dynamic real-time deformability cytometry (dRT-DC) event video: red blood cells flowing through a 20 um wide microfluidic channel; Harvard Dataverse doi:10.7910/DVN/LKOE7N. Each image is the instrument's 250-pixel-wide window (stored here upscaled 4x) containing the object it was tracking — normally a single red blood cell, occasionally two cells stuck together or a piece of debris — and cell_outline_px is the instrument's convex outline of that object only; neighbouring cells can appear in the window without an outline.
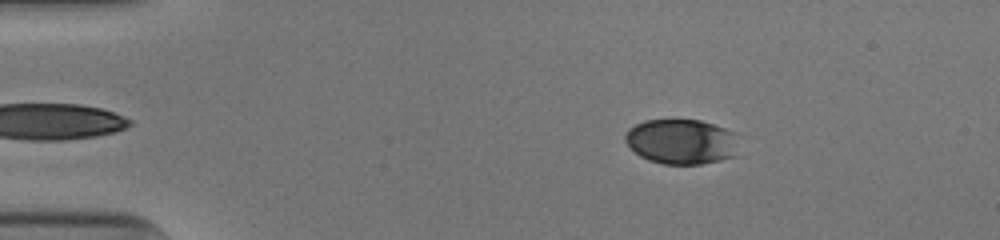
{"species": "human", "species_latin": "Homo sapiens", "temperature_condition": "cold", "stored_images_in_passage": 46, "camera_frame_rate_fps": 3000, "um_per_image_px": 0.085, "donor": {"sex": "male"}, "frame": {"image": 1, "passage_image": 3, "time_ms": 0.667, "image_size_px": [1000, 240], "cell_outline_px": [[736, 156], [720, 160], [700, 164], [664, 164], [648, 160], [640, 156], [624, 140], [624, 136], [628, 128], [644, 120], [700, 120], [736, 132]], "centroid_in_image_um": [57.91, 12.03], "position_along_channel_um": 27.1, "area_um2": 29.82}}
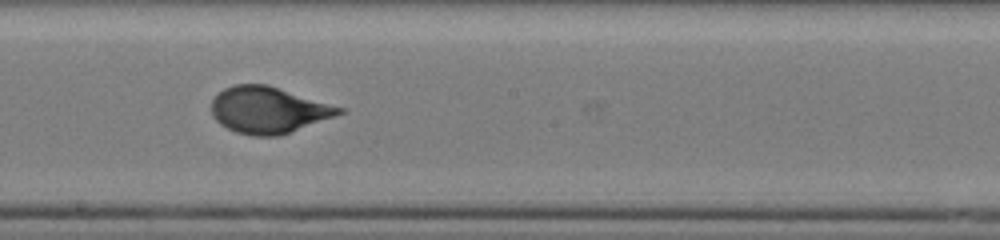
{"frame": {"image": 2, "passage_image": 24, "time_ms": 7.667, "image_size_px": [1000, 240], "cell_outline_px": [[348, 112], [280, 136], [252, 136], [236, 132], [220, 124], [212, 116], [212, 100], [224, 88], [232, 84], [268, 84], [344, 108]], "centroid_in_image_um": [22.84, 9.35], "position_along_channel_um": 225.4, "area_um2": 34.8}}
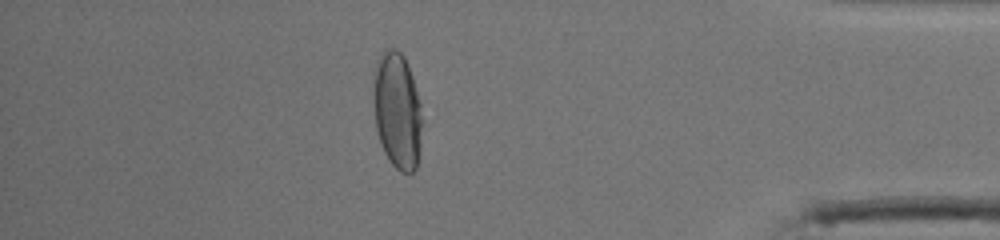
{"frame": {"image": 3, "passage_image": 40, "time_ms": 13.0, "image_size_px": [1000, 240], "cell_outline_px": [[420, 148], [416, 168], [412, 172], [400, 172], [388, 160], [380, 144], [376, 128], [372, 100], [372, 92], [376, 64], [380, 52], [388, 48], [396, 48], [404, 56], [408, 64], [412, 76], [420, 104]], "centroid_in_image_um": [33.72, 9.38], "position_along_channel_um": 401.5, "area_um2": 33.23}, "authors_computed_cell_mechanics": {"area_um2": 34.2465, "velocity_mm_per_s": 3.9429, "shape_relaxation_time_tau1_ms": 3.2989, "shape_relaxation_time_tau2_ms": null, "deformation_change_tau1": 0.174, "deformation_change_tau2": null}}